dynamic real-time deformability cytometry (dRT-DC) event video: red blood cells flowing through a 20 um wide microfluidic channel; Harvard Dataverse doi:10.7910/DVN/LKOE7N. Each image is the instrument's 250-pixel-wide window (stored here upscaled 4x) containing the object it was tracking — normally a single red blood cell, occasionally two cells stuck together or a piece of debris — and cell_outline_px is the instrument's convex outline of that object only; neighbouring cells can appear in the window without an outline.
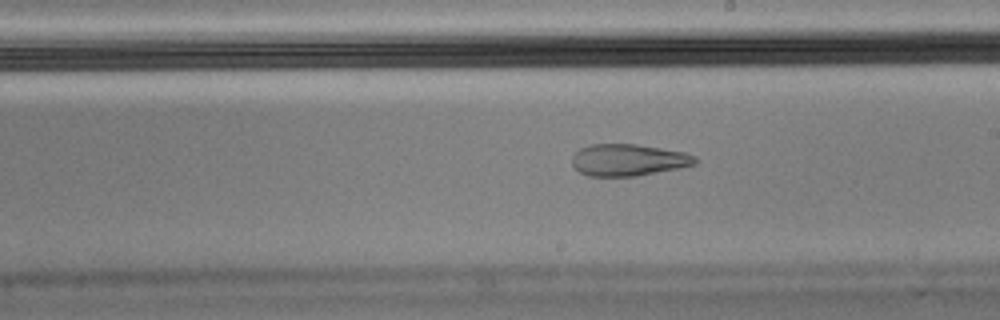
{"species": "Egyptian fruit bat (a non-hibernating species)", "species_latin": "Rousettus aegyptiacus", "temperature_condition": "cold", "stored_images_in_passage": 53, "camera_frame_rate_fps": 3000, "um_per_image_px": 0.085, "animal": {"sex": "male"}, "frame": {"image": 1, "passage_image": 31, "time_ms": 10.0, "image_size_px": [1000, 320], "cell_outline_px": [[696, 164], [680, 168], [636, 176], [588, 176], [580, 172], [572, 164], [572, 156], [580, 148], [588, 144], [636, 144], [684, 152], [696, 156]], "centroid_in_image_um": [53.4, 13.59], "position_along_channel_um": 235.6, "area_um2": 22.83}}